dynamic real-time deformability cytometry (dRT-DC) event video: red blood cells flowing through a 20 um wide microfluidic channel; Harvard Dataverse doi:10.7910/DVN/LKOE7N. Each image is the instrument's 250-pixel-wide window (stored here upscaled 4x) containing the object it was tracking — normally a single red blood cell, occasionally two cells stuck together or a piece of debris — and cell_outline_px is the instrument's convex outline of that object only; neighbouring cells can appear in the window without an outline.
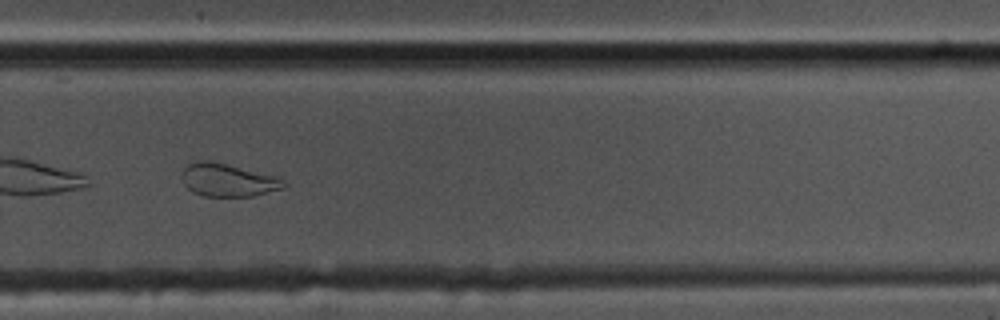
{"species": "common noctule bat (a hibernating species)", "species_latin": "Nyctalus noctula", "temperature_condition": "cold", "stored_images_in_passage": 52, "camera_frame_rate_fps": 3000, "um_per_image_px": 0.085, "animal": {"sex": "male", "body_mass_g": 17.5, "forearm_length_mm": 52.3}, "frame": {"image": 1, "passage_image": 37, "time_ms": 12.0, "image_size_px": [1000, 320], "cell_outline_px": [[288, 184], [284, 188], [252, 196], [204, 196], [192, 192], [184, 184], [180, 176], [184, 168], [188, 164], [200, 160], [208, 160], [228, 164], [276, 176], [284, 180]], "centroid_in_image_um": [19.36, 15.3], "position_along_channel_um": 310.4, "area_um2": 19.65}, "authors_computed_cell_mechanics": {"area_um2": 28.0619, "velocity_mm_per_s": 3.6126, "shape_relaxation_time_tau1_ms": null, "shape_relaxation_time_tau2_ms": 1.3264, "deformation_change_tau1": null, "deformation_change_tau2": 0.0655}}